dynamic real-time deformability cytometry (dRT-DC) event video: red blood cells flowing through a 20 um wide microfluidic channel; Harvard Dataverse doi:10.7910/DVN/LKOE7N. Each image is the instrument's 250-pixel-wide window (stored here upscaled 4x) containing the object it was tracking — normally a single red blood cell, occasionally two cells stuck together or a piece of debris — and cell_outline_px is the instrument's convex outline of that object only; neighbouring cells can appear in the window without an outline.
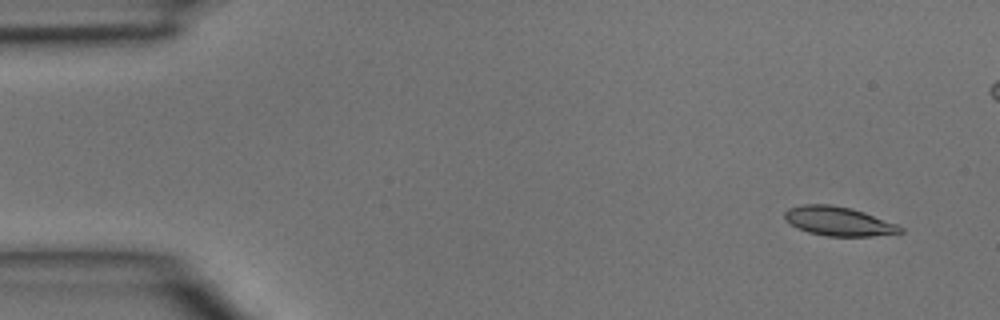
{"species": "common noctule bat (a hibernating species)", "species_latin": "Nyctalus noctula", "temperature_condition": "room temperature", "stored_images_in_passage": 4, "camera_frame_rate_fps": 3000, "um_per_image_px": 0.085, "animal": {"sex": "male", "body_mass_g": 15.6}, "frame": {"image": 1, "passage_image": 1, "time_ms": 0.0, "image_size_px": [1000, 320], "cell_outline_px": [[904, 232], [872, 236], [824, 236], [808, 232], [796, 228], [784, 220], [784, 212], [788, 208], [804, 204], [828, 204], [852, 208], [864, 212], [896, 224], [904, 228]], "centroid_in_image_um": [71.23, 18.81], "position_along_channel_um": 13.8, "area_um2": 19.71}}